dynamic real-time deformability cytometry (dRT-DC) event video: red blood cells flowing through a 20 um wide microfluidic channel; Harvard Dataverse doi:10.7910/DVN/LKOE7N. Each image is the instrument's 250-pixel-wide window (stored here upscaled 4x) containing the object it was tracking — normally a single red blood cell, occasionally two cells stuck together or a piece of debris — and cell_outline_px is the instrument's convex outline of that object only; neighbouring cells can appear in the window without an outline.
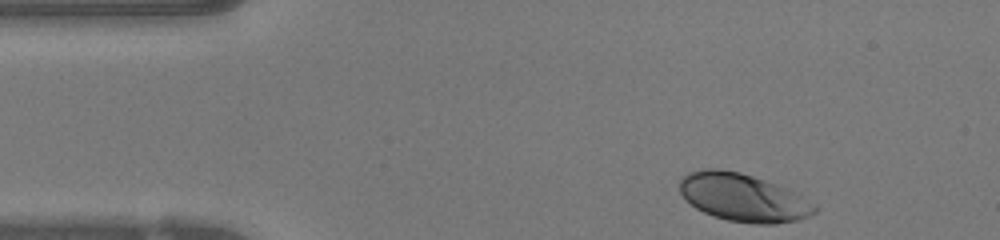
{"species": "human", "species_latin": "Homo sapiens", "temperature_condition": "warm", "stored_images_in_passage": 34, "camera_frame_rate_fps": 3000, "um_per_image_px": 0.085, "donor": {"sex": "female"}, "frame": {"image": 1, "passage_image": 1, "time_ms": 0.0, "image_size_px": [1000, 240], "cell_outline_px": [[816, 212], [800, 220], [776, 224], [756, 224], [728, 220], [712, 216], [696, 208], [680, 192], [680, 180], [688, 172], [704, 168], [720, 168], [740, 172], [788, 188], [816, 204]], "centroid_in_image_um": [63.19, 16.79], "position_along_channel_um": 21.8, "area_um2": 37.69}}
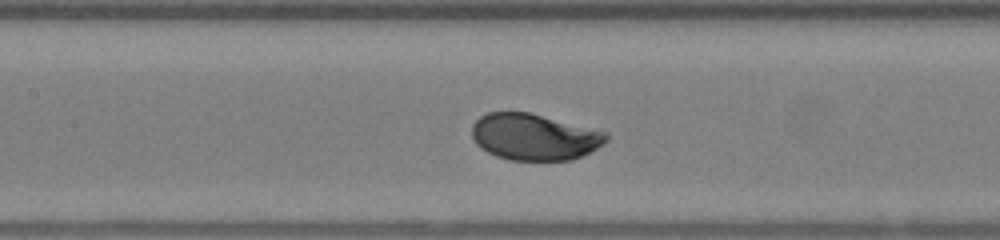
{"frame": {"image": 2, "passage_image": 16, "time_ms": 5.0, "image_size_px": [1000, 240], "cell_outline_px": [[608, 140], [604, 144], [572, 160], [508, 160], [496, 156], [480, 148], [476, 144], [472, 136], [472, 124], [480, 116], [488, 112], [528, 112], [608, 132]], "centroid_in_image_um": [45.4, 11.64], "position_along_channel_um": 162.0, "area_um2": 36.36}}
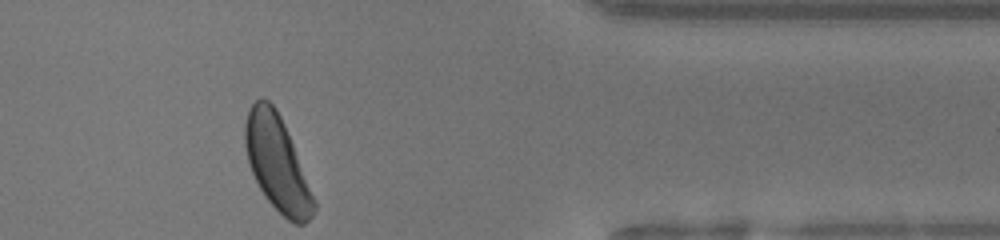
{"frame": {"image": 3, "passage_image": 34, "time_ms": 11.0, "image_size_px": [1000, 240], "cell_outline_px": [[316, 208], [312, 216], [304, 224], [296, 224], [288, 220], [264, 196], [248, 164], [244, 144], [244, 124], [248, 112], [252, 104], [260, 96], [268, 100], [276, 108], [284, 124], [316, 200]], "centroid_in_image_um": [23.54, 13.87], "position_along_channel_um": 387.9, "area_um2": 37.8}, "authors_computed_cell_mechanics": {"area_um2": 36.8475, "velocity_mm_per_s": 4.1924, "shape_relaxation_time_tau1_ms": 2.2607, "shape_relaxation_time_tau2_ms": null, "deformation_change_tau1": 0.1422, "deformation_change_tau2": null}}